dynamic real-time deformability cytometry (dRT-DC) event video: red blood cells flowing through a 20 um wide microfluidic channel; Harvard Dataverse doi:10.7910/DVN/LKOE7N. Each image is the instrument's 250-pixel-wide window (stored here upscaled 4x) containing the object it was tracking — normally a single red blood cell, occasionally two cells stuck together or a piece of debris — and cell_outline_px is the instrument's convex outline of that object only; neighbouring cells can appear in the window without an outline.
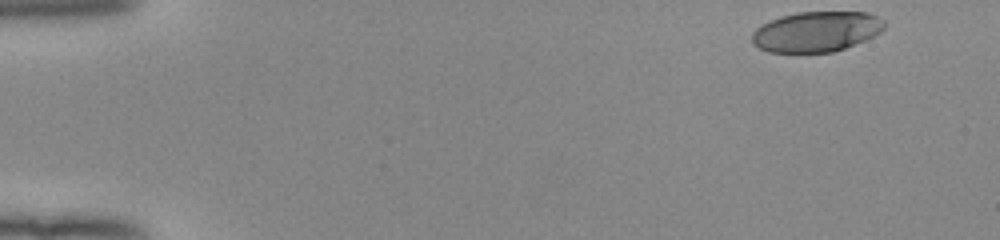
{"species": "human", "species_latin": "Homo sapiens", "temperature_condition": "room temperature", "stored_images_in_passage": 49, "camera_frame_rate_fps": 3000, "um_per_image_px": 0.085, "donor": {"sex": "female"}, "frame": {"image": 1, "passage_image": 1, "time_ms": 0.0, "image_size_px": [1000, 240], "cell_outline_px": [[884, 28], [880, 32], [864, 40], [844, 48], [832, 52], [768, 52], [752, 44], [752, 32], [760, 24], [768, 20], [780, 16], [796, 12], [868, 12], [884, 20]], "centroid_in_image_um": [69.34, 2.68], "position_along_channel_um": 15.7, "area_um2": 31.15}}
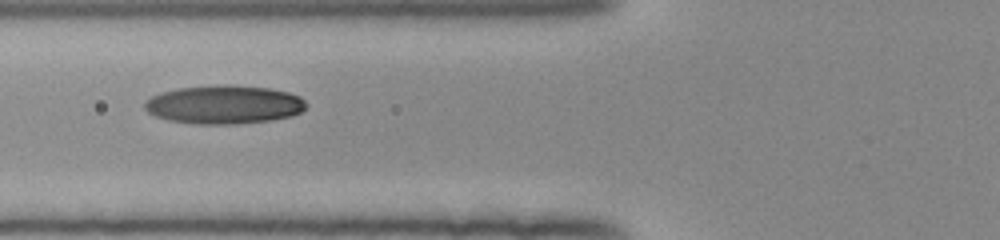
{"frame": {"image": 2, "passage_image": 18, "time_ms": 5.667, "image_size_px": [1000, 240], "cell_outline_px": [[308, 104], [300, 112], [292, 116], [272, 120], [236, 124], [192, 124], [168, 120], [156, 116], [148, 112], [144, 108], [144, 100], [160, 92], [180, 88], [224, 84], [268, 88], [288, 92], [300, 96]], "centroid_in_image_um": [19.03, 8.89], "position_along_channel_um": 106.8, "area_um2": 36.47}}
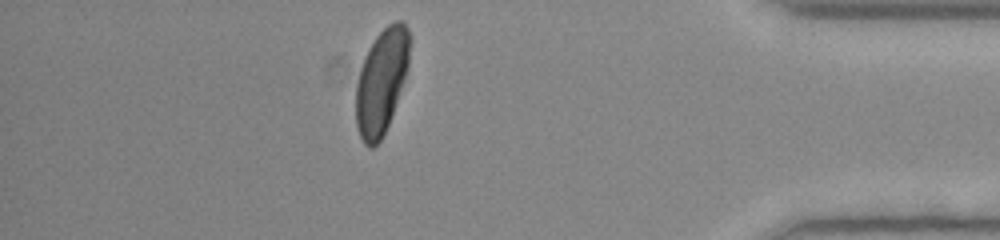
{"frame": {"image": 3, "passage_image": 43, "time_ms": 14.0, "image_size_px": [1000, 240], "cell_outline_px": [[408, 68], [404, 80], [388, 124], [380, 140], [372, 148], [368, 148], [364, 144], [356, 128], [356, 84], [360, 68], [364, 56], [368, 48], [376, 36], [388, 24], [396, 20], [404, 20], [408, 28]], "centroid_in_image_um": [32.4, 6.91], "position_along_channel_um": 402.8, "area_um2": 32.6}, "authors_computed_cell_mechanics": {"area_um2": 34.7956, "velocity_mm_per_s": 3.9731, "shape_relaxation_time_tau1_ms": 5.2542, "shape_relaxation_time_tau2_ms": 1.3396, "deformation_change_tau1": 0.2134, "deformation_change_tau2": 0.0398}}